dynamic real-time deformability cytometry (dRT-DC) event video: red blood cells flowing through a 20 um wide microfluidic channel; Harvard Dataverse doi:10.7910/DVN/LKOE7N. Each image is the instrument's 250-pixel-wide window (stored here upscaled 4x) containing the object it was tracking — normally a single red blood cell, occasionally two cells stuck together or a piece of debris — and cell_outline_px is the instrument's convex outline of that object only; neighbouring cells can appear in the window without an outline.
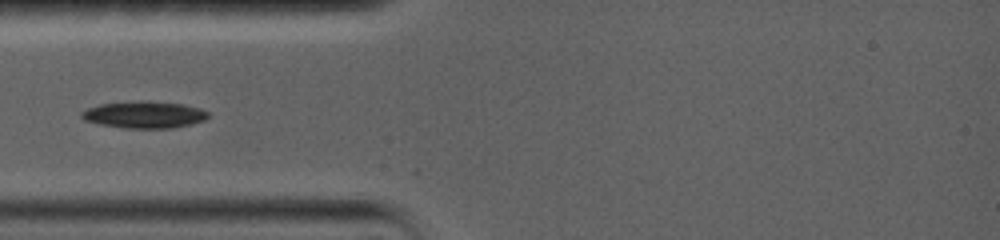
{"species": "common noctule bat (a hibernating species)", "species_latin": "Nyctalus noctula", "temperature_condition": "warm", "stored_images_in_passage": 101, "camera_frame_rate_fps": 5000, "um_per_image_px": 0.085, "animal": {"sex": "female", "body_mass_g": 19.0, "forearm_length_mm": 56.7}, "frame": {"image": 1, "passage_image": 1, "time_ms": 0.0, "image_size_px": [1000, 240], "cell_outline_px": [[208, 116], [204, 120], [172, 128], [124, 128], [100, 124], [84, 120], [80, 116], [80, 112], [88, 108], [100, 104], [140, 100], [148, 100], [184, 104], [200, 108], [208, 112]], "centroid_in_image_um": [12.24, 9.73], "position_along_channel_um": 72.8, "area_um2": 19.88}}
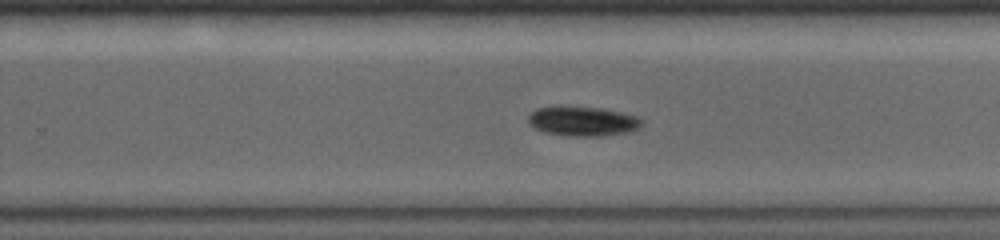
{"frame": {"image": 2, "passage_image": 46, "time_ms": 5.8, "image_size_px": [1000, 240], "cell_outline_px": [[644, 124], [640, 128], [632, 132], [600, 136], [564, 136], [544, 132], [532, 128], [528, 124], [528, 116], [536, 108], [560, 104], [600, 108], [620, 112], [636, 116], [644, 120]], "centroid_in_image_um": [49.5, 10.29], "position_along_channel_um": 280.3, "area_um2": 20.4}}
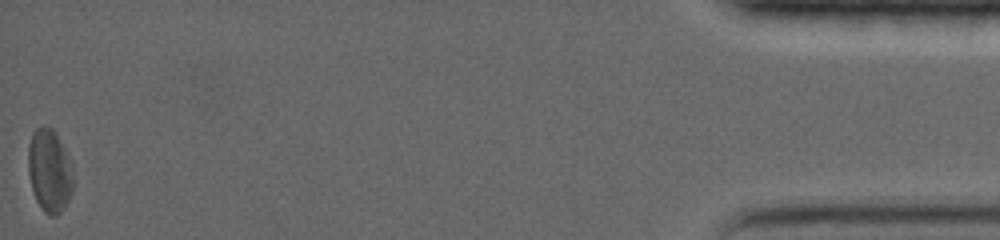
{"frame": {"image": 3, "passage_image": 101, "time_ms": 13.8, "image_size_px": [1000, 240], "cell_outline_px": [[72, 192], [64, 208], [56, 216], [48, 216], [44, 212], [36, 200], [32, 188], [28, 172], [28, 144], [32, 132], [36, 128], [44, 124], [52, 128], [72, 160]], "centroid_in_image_um": [4.2, 14.49], "position_along_channel_um": 431.0, "area_um2": 22.08}}